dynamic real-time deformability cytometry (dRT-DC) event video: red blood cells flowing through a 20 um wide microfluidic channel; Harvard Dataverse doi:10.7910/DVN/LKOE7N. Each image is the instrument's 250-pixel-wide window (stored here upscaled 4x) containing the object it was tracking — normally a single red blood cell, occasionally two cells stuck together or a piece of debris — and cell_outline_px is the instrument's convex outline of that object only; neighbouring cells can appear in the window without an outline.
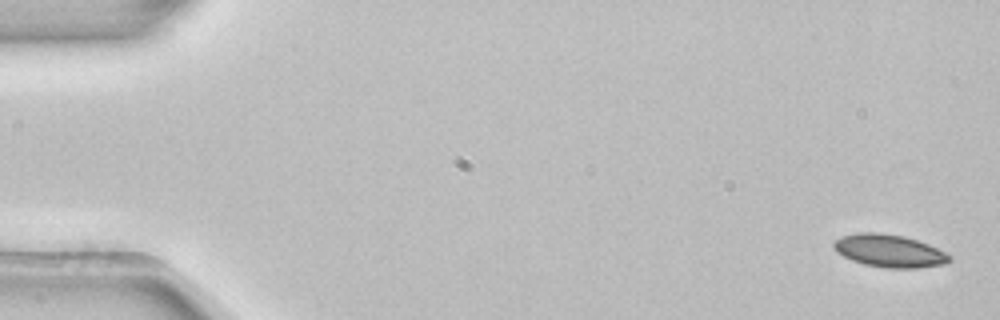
{"species": "common noctule bat (a hibernating species)", "species_latin": "Nyctalus noctula", "temperature_condition": "room temperature", "stored_images_in_passage": 5, "camera_frame_rate_fps": 3000, "um_per_image_px": 0.085, "animal": {"sex": "female", "body_mass_g": 22.7, "forearm_length_mm": 54.2}, "frame": {"image": 1, "passage_image": 1, "time_ms": 0.0, "image_size_px": [1000, 320], "cell_outline_px": [[952, 260], [944, 264], [916, 268], [884, 268], [864, 264], [852, 260], [836, 252], [832, 244], [840, 236], [860, 232], [880, 232], [904, 236], [928, 244], [952, 256]], "centroid_in_image_um": [75.58, 21.32], "position_along_channel_um": 9.4, "area_um2": 22.08}}
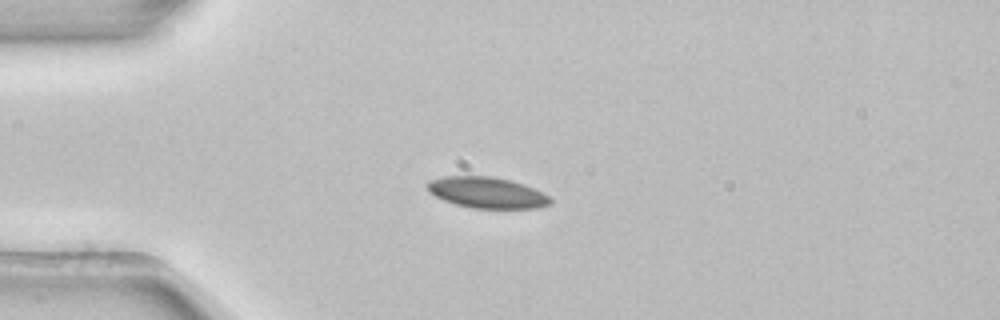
{"frame": {"image": 2, "passage_image": 3, "time_ms": 0.667, "image_size_px": [1000, 320], "cell_outline_px": [[552, 204], [536, 208], [472, 208], [456, 204], [444, 200], [428, 192], [428, 180], [444, 176], [492, 176], [524, 184], [548, 196], [552, 200]], "centroid_in_image_um": [41.37, 16.37], "position_along_channel_um": 43.6, "area_um2": 22.08}}